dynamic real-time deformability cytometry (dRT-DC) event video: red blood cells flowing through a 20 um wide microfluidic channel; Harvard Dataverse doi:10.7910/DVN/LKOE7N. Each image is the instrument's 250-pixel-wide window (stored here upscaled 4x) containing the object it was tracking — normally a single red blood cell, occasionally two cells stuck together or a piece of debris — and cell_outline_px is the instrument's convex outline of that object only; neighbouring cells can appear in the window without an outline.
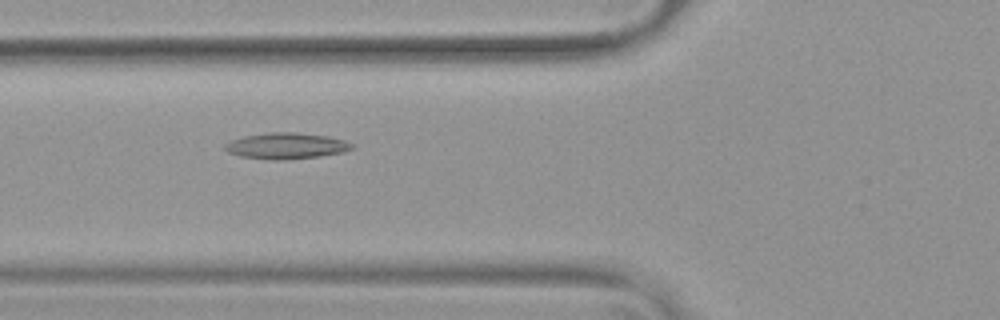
{"species": "common noctule bat (a hibernating species)", "species_latin": "Nyctalus noctula", "temperature_condition": "warm", "stored_images_in_passage": 54, "camera_frame_rate_fps": 3000, "um_per_image_px": 0.085, "animal": {"sex": "female", "body_mass_g": 19.9}, "frame": {"image": 1, "passage_image": 21, "time_ms": 6.667, "image_size_px": [1000, 320], "cell_outline_px": [[356, 148], [344, 152], [320, 156], [284, 160], [272, 160], [240, 156], [228, 152], [224, 148], [224, 144], [232, 140], [244, 136], [268, 132], [296, 132], [328, 136], [344, 140], [356, 144]], "centroid_in_image_um": [24.38, 12.4], "position_along_channel_um": 101.4, "area_um2": 19.54}}
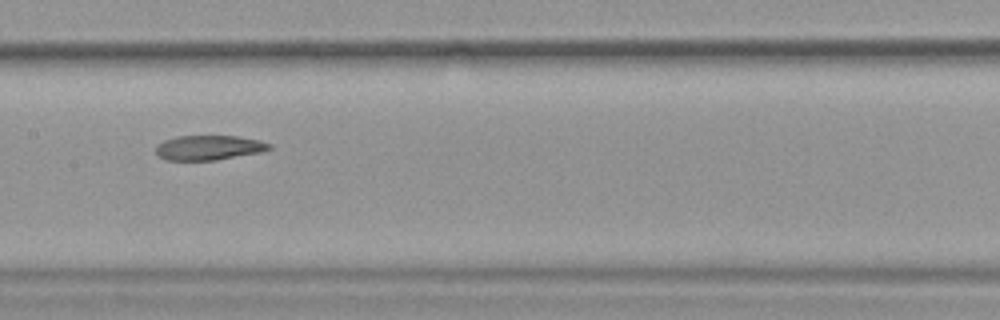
{"frame": {"image": 2, "passage_image": 28, "time_ms": 9.0, "image_size_px": [1000, 320], "cell_outline_px": [[272, 148], [260, 152], [216, 160], [164, 160], [156, 152], [156, 144], [164, 140], [176, 136], [240, 136], [260, 140], [272, 144]], "centroid_in_image_um": [17.75, 12.54], "position_along_channel_um": 189.6, "area_um2": 16.42}}
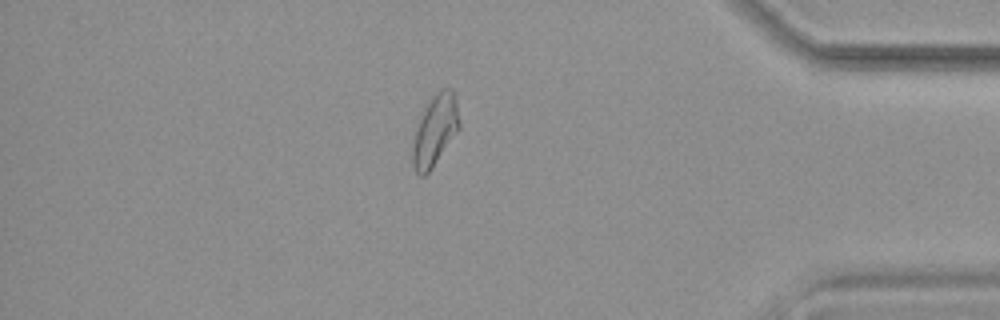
{"frame": {"image": 3, "passage_image": 47, "time_ms": 15.333, "image_size_px": [1000, 320], "cell_outline_px": [[460, 128], [432, 168], [424, 176], [420, 176], [416, 172], [412, 164], [412, 148], [416, 128], [432, 96], [440, 88], [452, 88], [456, 96], [460, 120]], "centroid_in_image_um": [37.01, 11.07], "position_along_channel_um": 398.2, "area_um2": 19.19}, "authors_computed_cell_mechanics": {"area_um2": 19.5075, "velocity_mm_per_s": 3.7835, "shape_relaxation_time_tau1_ms": null, "shape_relaxation_time_tau2_ms": 5.3773, "deformation_change_tau1": null, "deformation_change_tau2": 0.139}}